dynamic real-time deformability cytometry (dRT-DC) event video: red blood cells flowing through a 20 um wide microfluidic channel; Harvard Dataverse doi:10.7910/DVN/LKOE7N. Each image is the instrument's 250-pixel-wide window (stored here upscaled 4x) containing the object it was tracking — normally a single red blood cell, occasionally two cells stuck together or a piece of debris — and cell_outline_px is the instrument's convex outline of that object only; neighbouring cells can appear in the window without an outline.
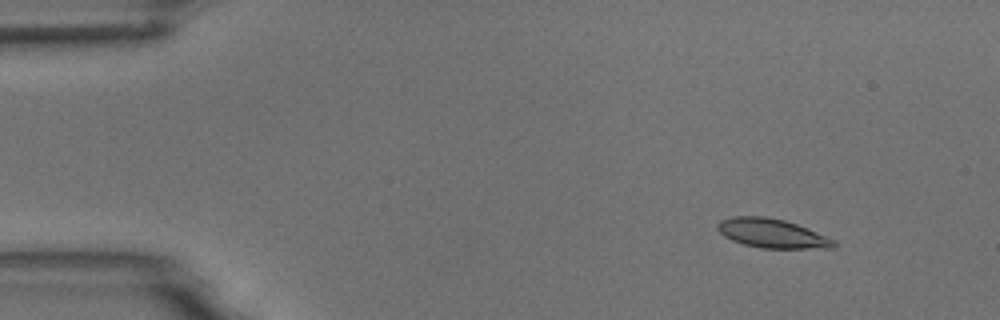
{"species": "common noctule bat (a hibernating species)", "species_latin": "Nyctalus noctula", "temperature_condition": "room temperature", "stored_images_in_passage": 4, "camera_frame_rate_fps": 3000, "um_per_image_px": 0.085, "animal": {"sex": "male", "body_mass_g": 18.8}, "frame": {"image": 1, "passage_image": 1, "time_ms": 0.0, "image_size_px": [1000, 320], "cell_outline_px": [[836, 248], [760, 248], [744, 244], [732, 240], [724, 236], [716, 228], [716, 224], [720, 220], [732, 216], [764, 216], [784, 220], [808, 228], [836, 240]], "centroid_in_image_um": [65.62, 19.83], "position_along_channel_um": 19.4, "area_um2": 19.83}}
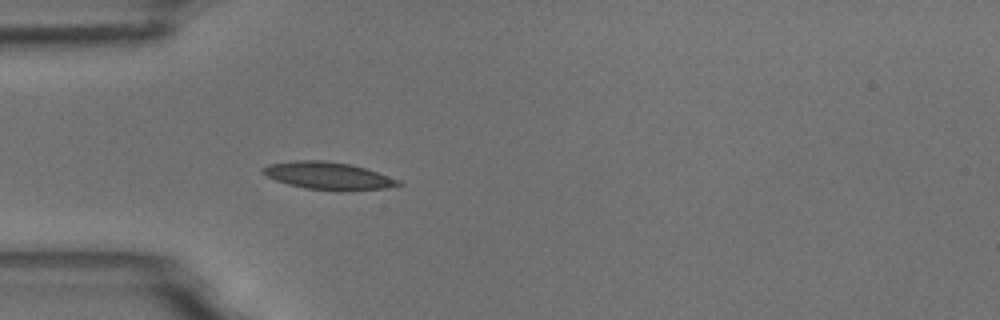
{"frame": {"image": 2, "passage_image": 4, "time_ms": 3.333, "image_size_px": [1000, 320], "cell_outline_px": [[404, 184], [388, 188], [304, 188], [288, 184], [276, 180], [260, 172], [260, 168], [268, 164], [292, 160], [324, 160], [352, 164], [400, 180]], "centroid_in_image_um": [27.81, 14.88], "position_along_channel_um": 57.2, "area_um2": 20.87}}